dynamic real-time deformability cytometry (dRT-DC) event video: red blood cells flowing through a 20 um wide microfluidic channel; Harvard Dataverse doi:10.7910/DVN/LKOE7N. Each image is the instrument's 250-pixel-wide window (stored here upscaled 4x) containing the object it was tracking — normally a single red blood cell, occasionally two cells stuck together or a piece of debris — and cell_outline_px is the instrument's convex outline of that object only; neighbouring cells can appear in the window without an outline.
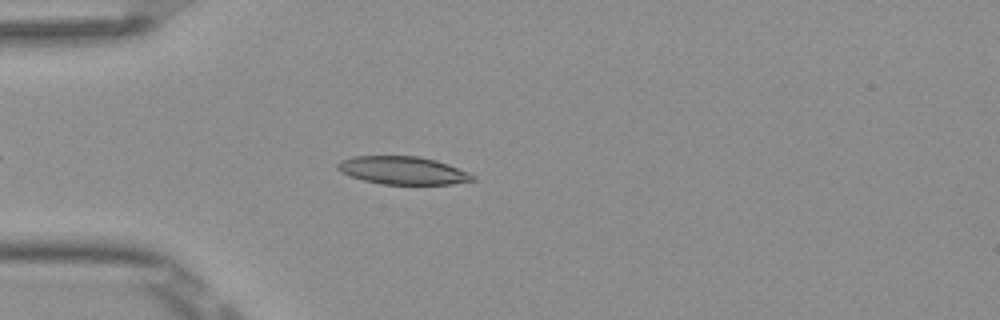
{"species": "Egyptian fruit bat (a non-hibernating species)", "species_latin": "Rousettus aegyptiacus", "temperature_condition": "room temperature", "stored_images_in_passage": 45, "camera_frame_rate_fps": 3000, "um_per_image_px": 0.085, "frame": {"image": 1, "passage_image": 7, "time_ms": 2.0, "image_size_px": [1000, 320], "cell_outline_px": [[476, 180], [452, 184], [384, 184], [364, 180], [340, 172], [336, 168], [336, 164], [340, 160], [352, 156], [420, 156], [436, 160], [448, 164], [468, 172], [476, 176]], "centroid_in_image_um": [34.24, 14.48], "position_along_channel_um": 50.8, "area_um2": 22.02}}
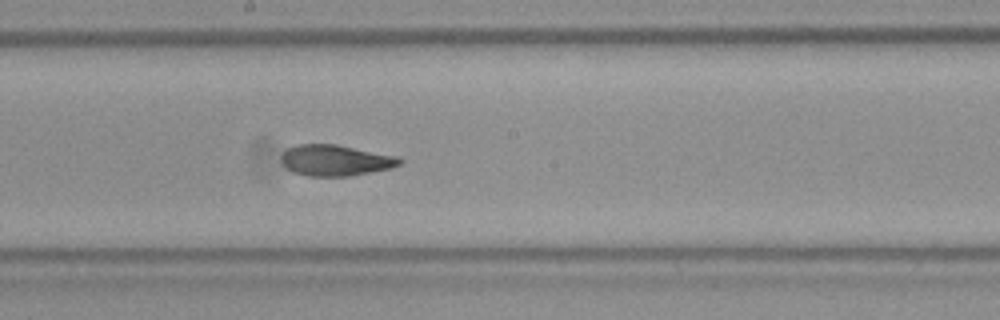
{"frame": {"image": 2, "passage_image": 21, "time_ms": 6.667, "image_size_px": [1000, 320], "cell_outline_px": [[404, 160], [400, 164], [392, 168], [348, 176], [308, 176], [292, 172], [280, 160], [280, 156], [288, 148], [296, 144], [336, 144], [400, 156]], "centroid_in_image_um": [28.54, 13.62], "position_along_channel_um": 219.7, "area_um2": 21.56}}
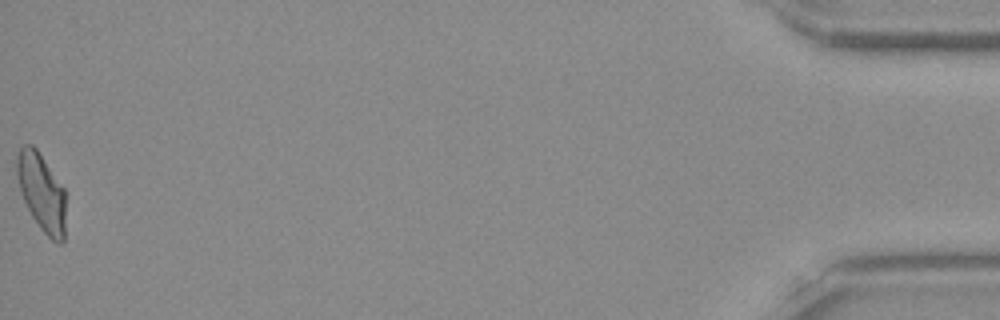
{"frame": {"image": 3, "passage_image": 45, "time_ms": 14.667, "image_size_px": [1000, 320], "cell_outline_px": [[64, 240], [60, 244], [56, 244], [40, 228], [32, 216], [24, 200], [16, 176], [16, 156], [20, 148], [24, 144], [32, 144], [36, 148], [64, 188]], "centroid_in_image_um": [3.52, 16.33], "position_along_channel_um": 431.7, "area_um2": 21.91}, "authors_computed_cell_mechanics": {"area_um2": 22.0218, "velocity_mm_per_s": 3.8833, "shape_relaxation_time_tau1_ms": null, "shape_relaxation_time_tau2_ms": 2.0997, "deformation_change_tau1": null, "deformation_change_tau2": 0.0824}}